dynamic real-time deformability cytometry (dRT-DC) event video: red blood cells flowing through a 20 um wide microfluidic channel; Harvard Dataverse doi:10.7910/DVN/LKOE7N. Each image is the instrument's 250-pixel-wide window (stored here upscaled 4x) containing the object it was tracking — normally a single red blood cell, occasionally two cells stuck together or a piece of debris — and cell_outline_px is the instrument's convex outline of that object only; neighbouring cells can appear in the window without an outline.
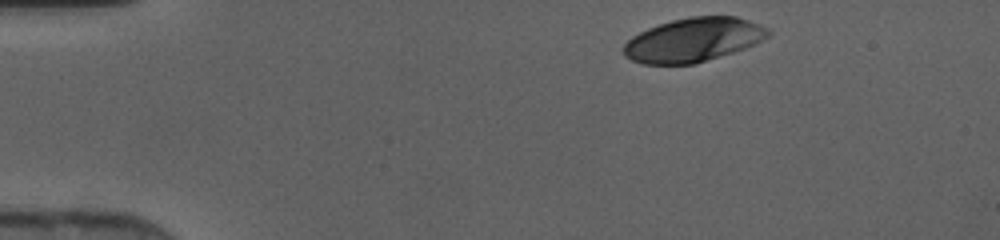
{"species": "human", "species_latin": "Homo sapiens", "temperature_condition": "cold", "stored_images_in_passage": 33, "camera_frame_rate_fps": 3000, "um_per_image_px": 0.085, "donor": {"sex": "female"}, "frame": {"image": 1, "passage_image": 1, "time_ms": 0.0, "image_size_px": [1000, 240], "cell_outline_px": [[772, 32], [768, 36], [756, 44], [732, 52], [692, 64], [644, 64], [632, 60], [624, 56], [624, 44], [632, 36], [648, 28], [672, 20], [692, 16], [736, 16], [760, 24], [768, 28]], "centroid_in_image_um": [58.95, 3.38], "position_along_channel_um": 26.1, "area_um2": 36.76}}
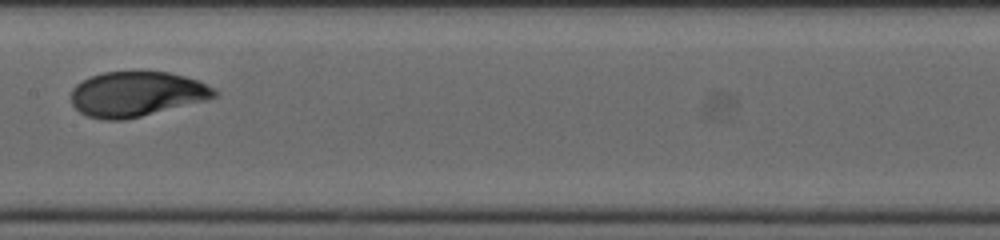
{"frame": {"image": 2, "passage_image": 18, "time_ms": 5.667, "image_size_px": [1000, 240], "cell_outline_px": [[220, 92], [216, 96], [208, 100], [124, 120], [104, 120], [88, 116], [80, 112], [72, 104], [72, 88], [76, 84], [92, 76], [104, 72], [168, 72], [200, 80]], "centroid_in_image_um": [11.64, 8.0], "position_along_channel_um": 195.8, "area_um2": 37.51}}
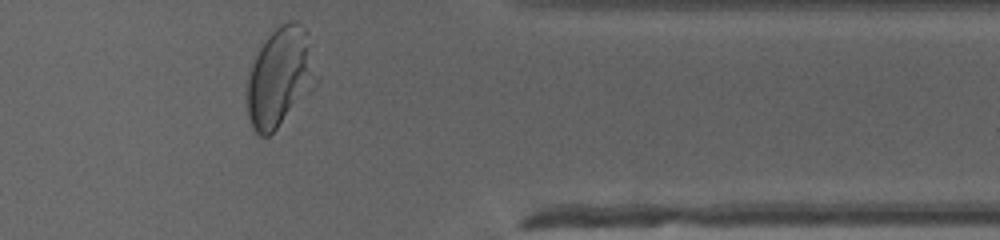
{"frame": {"image": 3, "passage_image": 32, "time_ms": 10.333, "image_size_px": [1000, 240], "cell_outline_px": [[320, 80], [276, 128], [268, 136], [260, 136], [252, 128], [248, 116], [248, 72], [260, 48], [268, 36], [280, 24], [288, 20], [296, 20], [308, 32], [320, 76]], "centroid_in_image_um": [23.85, 6.5], "position_along_channel_um": 387.5, "area_um2": 40.11}}